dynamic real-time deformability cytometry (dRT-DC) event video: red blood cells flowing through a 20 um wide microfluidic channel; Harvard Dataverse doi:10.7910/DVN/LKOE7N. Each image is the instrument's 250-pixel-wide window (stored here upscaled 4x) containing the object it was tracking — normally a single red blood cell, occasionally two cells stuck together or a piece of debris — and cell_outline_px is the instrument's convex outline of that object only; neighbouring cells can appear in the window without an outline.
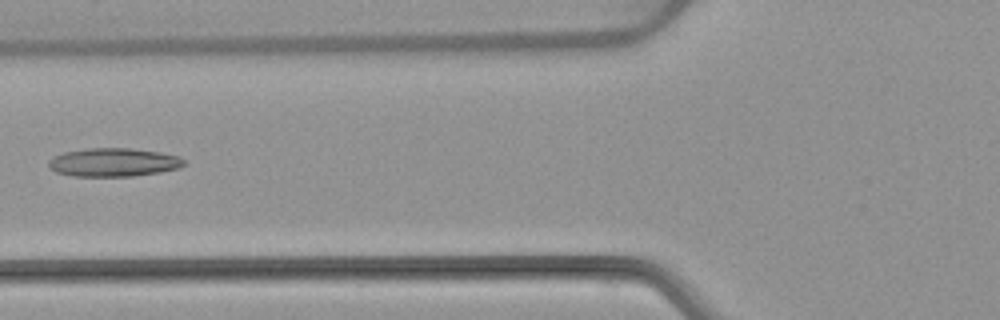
{"species": "common noctule bat (a hibernating species)", "species_latin": "Nyctalus noctula", "temperature_condition": "warm", "stored_images_in_passage": 5, "camera_frame_rate_fps": 3000, "um_per_image_px": 0.085, "animal": {"sex": "female", "body_mass_g": 22.7, "forearm_length_mm": 54.2}, "frame": {"image": 1, "passage_image": 5, "time_ms": 4.667, "image_size_px": [1000, 320], "cell_outline_px": [[184, 164], [180, 168], [160, 172], [132, 176], [72, 176], [56, 172], [48, 164], [48, 160], [52, 156], [64, 152], [88, 148], [132, 148], [160, 152], [180, 156], [184, 160]], "centroid_in_image_um": [9.65, 13.79], "position_along_channel_um": 116.1, "area_um2": 22.54}}